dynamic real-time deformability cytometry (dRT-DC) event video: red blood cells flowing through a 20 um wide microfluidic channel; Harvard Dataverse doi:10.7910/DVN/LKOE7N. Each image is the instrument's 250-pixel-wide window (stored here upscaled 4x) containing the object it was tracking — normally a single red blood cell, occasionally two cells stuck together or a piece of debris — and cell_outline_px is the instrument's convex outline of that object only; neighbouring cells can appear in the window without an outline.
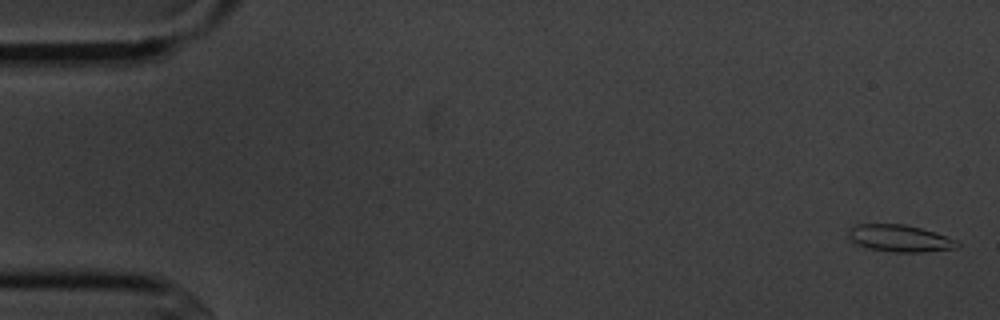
{"species": "common noctule bat (a hibernating species)", "species_latin": "Nyctalus noctula", "temperature_condition": "cold", "stored_images_in_passage": 4, "camera_frame_rate_fps": 3000, "um_per_image_px": 0.085, "animal": {"sex": "male", "body_mass_g": 20.1, "forearm_length_mm": 53.5}, "frame": {"image": 1, "passage_image": 1, "time_ms": 0.0, "image_size_px": [1000, 320], "cell_outline_px": [[960, 244], [956, 248], [920, 252], [892, 252], [868, 248], [856, 244], [848, 236], [848, 228], [856, 224], [904, 224], [920, 228], [956, 240]], "centroid_in_image_um": [76.42, 20.25], "position_along_channel_um": 8.6, "area_um2": 16.94}}